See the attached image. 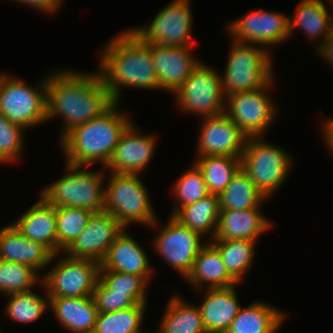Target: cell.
<instances>
[{
    "label": "cell",
    "mask_w": 333,
    "mask_h": 333,
    "mask_svg": "<svg viewBox=\"0 0 333 333\" xmlns=\"http://www.w3.org/2000/svg\"><path fill=\"white\" fill-rule=\"evenodd\" d=\"M15 2L25 4L29 7H34L38 11L43 13H55L61 5L63 0H13Z\"/></svg>",
    "instance_id": "obj_41"
},
{
    "label": "cell",
    "mask_w": 333,
    "mask_h": 333,
    "mask_svg": "<svg viewBox=\"0 0 333 333\" xmlns=\"http://www.w3.org/2000/svg\"><path fill=\"white\" fill-rule=\"evenodd\" d=\"M197 147V157L230 156L241 158L247 136L224 113L203 118Z\"/></svg>",
    "instance_id": "obj_16"
},
{
    "label": "cell",
    "mask_w": 333,
    "mask_h": 333,
    "mask_svg": "<svg viewBox=\"0 0 333 333\" xmlns=\"http://www.w3.org/2000/svg\"><path fill=\"white\" fill-rule=\"evenodd\" d=\"M65 164L68 174L47 184L40 196L54 207L84 208L94 213L103 211L104 171H89L86 166Z\"/></svg>",
    "instance_id": "obj_5"
},
{
    "label": "cell",
    "mask_w": 333,
    "mask_h": 333,
    "mask_svg": "<svg viewBox=\"0 0 333 333\" xmlns=\"http://www.w3.org/2000/svg\"><path fill=\"white\" fill-rule=\"evenodd\" d=\"M100 52L98 73L114 102L124 86L160 90L151 48L130 29L118 33Z\"/></svg>",
    "instance_id": "obj_2"
},
{
    "label": "cell",
    "mask_w": 333,
    "mask_h": 333,
    "mask_svg": "<svg viewBox=\"0 0 333 333\" xmlns=\"http://www.w3.org/2000/svg\"><path fill=\"white\" fill-rule=\"evenodd\" d=\"M42 80L34 88L19 78L0 72V114L25 130L47 121V76Z\"/></svg>",
    "instance_id": "obj_8"
},
{
    "label": "cell",
    "mask_w": 333,
    "mask_h": 333,
    "mask_svg": "<svg viewBox=\"0 0 333 333\" xmlns=\"http://www.w3.org/2000/svg\"><path fill=\"white\" fill-rule=\"evenodd\" d=\"M329 1L333 11V1ZM298 4L293 16H289L290 37H293L297 27L310 40L319 39L317 50L333 31V13L328 12L329 8L322 0H301Z\"/></svg>",
    "instance_id": "obj_25"
},
{
    "label": "cell",
    "mask_w": 333,
    "mask_h": 333,
    "mask_svg": "<svg viewBox=\"0 0 333 333\" xmlns=\"http://www.w3.org/2000/svg\"><path fill=\"white\" fill-rule=\"evenodd\" d=\"M194 288H229L238 282L228 273L219 250L207 241L196 256L192 268L185 278ZM207 283V284H205Z\"/></svg>",
    "instance_id": "obj_24"
},
{
    "label": "cell",
    "mask_w": 333,
    "mask_h": 333,
    "mask_svg": "<svg viewBox=\"0 0 333 333\" xmlns=\"http://www.w3.org/2000/svg\"><path fill=\"white\" fill-rule=\"evenodd\" d=\"M322 125V132L324 136L325 143L331 153L333 154V119L331 117L327 118L326 121L324 120Z\"/></svg>",
    "instance_id": "obj_43"
},
{
    "label": "cell",
    "mask_w": 333,
    "mask_h": 333,
    "mask_svg": "<svg viewBox=\"0 0 333 333\" xmlns=\"http://www.w3.org/2000/svg\"><path fill=\"white\" fill-rule=\"evenodd\" d=\"M56 224V207L41 196L13 223L23 236L43 244L53 254H57Z\"/></svg>",
    "instance_id": "obj_23"
},
{
    "label": "cell",
    "mask_w": 333,
    "mask_h": 333,
    "mask_svg": "<svg viewBox=\"0 0 333 333\" xmlns=\"http://www.w3.org/2000/svg\"><path fill=\"white\" fill-rule=\"evenodd\" d=\"M134 125L132 123L122 134L104 171L139 175L148 167L154 156L156 136L140 135Z\"/></svg>",
    "instance_id": "obj_17"
},
{
    "label": "cell",
    "mask_w": 333,
    "mask_h": 333,
    "mask_svg": "<svg viewBox=\"0 0 333 333\" xmlns=\"http://www.w3.org/2000/svg\"><path fill=\"white\" fill-rule=\"evenodd\" d=\"M114 102L100 116L68 131L59 141L65 163L90 166L96 161L105 168L122 134L133 123Z\"/></svg>",
    "instance_id": "obj_3"
},
{
    "label": "cell",
    "mask_w": 333,
    "mask_h": 333,
    "mask_svg": "<svg viewBox=\"0 0 333 333\" xmlns=\"http://www.w3.org/2000/svg\"><path fill=\"white\" fill-rule=\"evenodd\" d=\"M1 163H6L2 158H1V156H0V164Z\"/></svg>",
    "instance_id": "obj_44"
},
{
    "label": "cell",
    "mask_w": 333,
    "mask_h": 333,
    "mask_svg": "<svg viewBox=\"0 0 333 333\" xmlns=\"http://www.w3.org/2000/svg\"><path fill=\"white\" fill-rule=\"evenodd\" d=\"M146 304L114 312L98 313L92 333H144ZM148 333V332H145Z\"/></svg>",
    "instance_id": "obj_33"
},
{
    "label": "cell",
    "mask_w": 333,
    "mask_h": 333,
    "mask_svg": "<svg viewBox=\"0 0 333 333\" xmlns=\"http://www.w3.org/2000/svg\"><path fill=\"white\" fill-rule=\"evenodd\" d=\"M289 16L282 13L267 12L257 9L238 20L229 22L226 26L232 41L254 44L268 49L290 38Z\"/></svg>",
    "instance_id": "obj_14"
},
{
    "label": "cell",
    "mask_w": 333,
    "mask_h": 333,
    "mask_svg": "<svg viewBox=\"0 0 333 333\" xmlns=\"http://www.w3.org/2000/svg\"><path fill=\"white\" fill-rule=\"evenodd\" d=\"M219 214V196L208 194L193 204L181 207L173 217L203 237L210 235V241L215 236Z\"/></svg>",
    "instance_id": "obj_29"
},
{
    "label": "cell",
    "mask_w": 333,
    "mask_h": 333,
    "mask_svg": "<svg viewBox=\"0 0 333 333\" xmlns=\"http://www.w3.org/2000/svg\"><path fill=\"white\" fill-rule=\"evenodd\" d=\"M99 270H113L145 277L150 281L152 268L147 253L138 242L128 234L126 228L115 238L105 257L100 262Z\"/></svg>",
    "instance_id": "obj_20"
},
{
    "label": "cell",
    "mask_w": 333,
    "mask_h": 333,
    "mask_svg": "<svg viewBox=\"0 0 333 333\" xmlns=\"http://www.w3.org/2000/svg\"><path fill=\"white\" fill-rule=\"evenodd\" d=\"M221 76L200 61L174 92L181 111L201 115L202 118L224 114L226 96L223 93Z\"/></svg>",
    "instance_id": "obj_9"
},
{
    "label": "cell",
    "mask_w": 333,
    "mask_h": 333,
    "mask_svg": "<svg viewBox=\"0 0 333 333\" xmlns=\"http://www.w3.org/2000/svg\"><path fill=\"white\" fill-rule=\"evenodd\" d=\"M41 281L42 275L31 266L0 260V292L5 296L32 291L35 285H41Z\"/></svg>",
    "instance_id": "obj_34"
},
{
    "label": "cell",
    "mask_w": 333,
    "mask_h": 333,
    "mask_svg": "<svg viewBox=\"0 0 333 333\" xmlns=\"http://www.w3.org/2000/svg\"><path fill=\"white\" fill-rule=\"evenodd\" d=\"M230 45L225 73L221 76L225 96L260 89L274 79L270 49L235 41Z\"/></svg>",
    "instance_id": "obj_6"
},
{
    "label": "cell",
    "mask_w": 333,
    "mask_h": 333,
    "mask_svg": "<svg viewBox=\"0 0 333 333\" xmlns=\"http://www.w3.org/2000/svg\"><path fill=\"white\" fill-rule=\"evenodd\" d=\"M109 175L104 187L103 211L114 216L124 228L132 223L152 228L158 226L159 220L140 176L115 172Z\"/></svg>",
    "instance_id": "obj_4"
},
{
    "label": "cell",
    "mask_w": 333,
    "mask_h": 333,
    "mask_svg": "<svg viewBox=\"0 0 333 333\" xmlns=\"http://www.w3.org/2000/svg\"><path fill=\"white\" fill-rule=\"evenodd\" d=\"M236 285L229 288L206 289L203 302L198 305L207 333H226L238 314Z\"/></svg>",
    "instance_id": "obj_21"
},
{
    "label": "cell",
    "mask_w": 333,
    "mask_h": 333,
    "mask_svg": "<svg viewBox=\"0 0 333 333\" xmlns=\"http://www.w3.org/2000/svg\"><path fill=\"white\" fill-rule=\"evenodd\" d=\"M263 139L247 138L241 167L267 199L286 181L292 159L285 150Z\"/></svg>",
    "instance_id": "obj_7"
},
{
    "label": "cell",
    "mask_w": 333,
    "mask_h": 333,
    "mask_svg": "<svg viewBox=\"0 0 333 333\" xmlns=\"http://www.w3.org/2000/svg\"><path fill=\"white\" fill-rule=\"evenodd\" d=\"M124 230L120 222L106 211L91 215L86 227L63 252L72 258L101 262L115 238Z\"/></svg>",
    "instance_id": "obj_15"
},
{
    "label": "cell",
    "mask_w": 333,
    "mask_h": 333,
    "mask_svg": "<svg viewBox=\"0 0 333 333\" xmlns=\"http://www.w3.org/2000/svg\"><path fill=\"white\" fill-rule=\"evenodd\" d=\"M92 298L98 313L125 310L138 304L126 293L113 292L100 278L95 285Z\"/></svg>",
    "instance_id": "obj_40"
},
{
    "label": "cell",
    "mask_w": 333,
    "mask_h": 333,
    "mask_svg": "<svg viewBox=\"0 0 333 333\" xmlns=\"http://www.w3.org/2000/svg\"><path fill=\"white\" fill-rule=\"evenodd\" d=\"M194 162L203 174L209 193L218 196L241 168V158L230 156L196 157Z\"/></svg>",
    "instance_id": "obj_31"
},
{
    "label": "cell",
    "mask_w": 333,
    "mask_h": 333,
    "mask_svg": "<svg viewBox=\"0 0 333 333\" xmlns=\"http://www.w3.org/2000/svg\"><path fill=\"white\" fill-rule=\"evenodd\" d=\"M49 308L70 333H92L98 316L92 296L49 298Z\"/></svg>",
    "instance_id": "obj_26"
},
{
    "label": "cell",
    "mask_w": 333,
    "mask_h": 333,
    "mask_svg": "<svg viewBox=\"0 0 333 333\" xmlns=\"http://www.w3.org/2000/svg\"><path fill=\"white\" fill-rule=\"evenodd\" d=\"M150 23L130 30L146 44L193 46L190 0H172Z\"/></svg>",
    "instance_id": "obj_12"
},
{
    "label": "cell",
    "mask_w": 333,
    "mask_h": 333,
    "mask_svg": "<svg viewBox=\"0 0 333 333\" xmlns=\"http://www.w3.org/2000/svg\"><path fill=\"white\" fill-rule=\"evenodd\" d=\"M93 213L84 208L56 207L57 254L75 241Z\"/></svg>",
    "instance_id": "obj_35"
},
{
    "label": "cell",
    "mask_w": 333,
    "mask_h": 333,
    "mask_svg": "<svg viewBox=\"0 0 333 333\" xmlns=\"http://www.w3.org/2000/svg\"><path fill=\"white\" fill-rule=\"evenodd\" d=\"M273 82L254 91L226 96L224 113L247 137H262L277 117L278 110L267 92Z\"/></svg>",
    "instance_id": "obj_11"
},
{
    "label": "cell",
    "mask_w": 333,
    "mask_h": 333,
    "mask_svg": "<svg viewBox=\"0 0 333 333\" xmlns=\"http://www.w3.org/2000/svg\"><path fill=\"white\" fill-rule=\"evenodd\" d=\"M183 300L178 294L171 296L154 333H207L199 307Z\"/></svg>",
    "instance_id": "obj_28"
},
{
    "label": "cell",
    "mask_w": 333,
    "mask_h": 333,
    "mask_svg": "<svg viewBox=\"0 0 333 333\" xmlns=\"http://www.w3.org/2000/svg\"><path fill=\"white\" fill-rule=\"evenodd\" d=\"M173 195L176 198L177 206L171 213L173 216L181 207L195 203L209 193L202 172L193 163L191 169L183 172L174 184Z\"/></svg>",
    "instance_id": "obj_37"
},
{
    "label": "cell",
    "mask_w": 333,
    "mask_h": 333,
    "mask_svg": "<svg viewBox=\"0 0 333 333\" xmlns=\"http://www.w3.org/2000/svg\"><path fill=\"white\" fill-rule=\"evenodd\" d=\"M272 225L259 207L247 210H220L215 236L212 240H257Z\"/></svg>",
    "instance_id": "obj_22"
},
{
    "label": "cell",
    "mask_w": 333,
    "mask_h": 333,
    "mask_svg": "<svg viewBox=\"0 0 333 333\" xmlns=\"http://www.w3.org/2000/svg\"><path fill=\"white\" fill-rule=\"evenodd\" d=\"M265 196L251 181L242 167L219 195L220 210H247L260 207Z\"/></svg>",
    "instance_id": "obj_30"
},
{
    "label": "cell",
    "mask_w": 333,
    "mask_h": 333,
    "mask_svg": "<svg viewBox=\"0 0 333 333\" xmlns=\"http://www.w3.org/2000/svg\"><path fill=\"white\" fill-rule=\"evenodd\" d=\"M285 319V312L255 301L244 309L241 306L226 333H276Z\"/></svg>",
    "instance_id": "obj_27"
},
{
    "label": "cell",
    "mask_w": 333,
    "mask_h": 333,
    "mask_svg": "<svg viewBox=\"0 0 333 333\" xmlns=\"http://www.w3.org/2000/svg\"><path fill=\"white\" fill-rule=\"evenodd\" d=\"M159 79L160 90L175 92L200 62L191 53L192 46L148 44Z\"/></svg>",
    "instance_id": "obj_18"
},
{
    "label": "cell",
    "mask_w": 333,
    "mask_h": 333,
    "mask_svg": "<svg viewBox=\"0 0 333 333\" xmlns=\"http://www.w3.org/2000/svg\"><path fill=\"white\" fill-rule=\"evenodd\" d=\"M316 51L319 56L325 59L333 68V31Z\"/></svg>",
    "instance_id": "obj_42"
},
{
    "label": "cell",
    "mask_w": 333,
    "mask_h": 333,
    "mask_svg": "<svg viewBox=\"0 0 333 333\" xmlns=\"http://www.w3.org/2000/svg\"><path fill=\"white\" fill-rule=\"evenodd\" d=\"M54 264L41 281L49 298L92 296L99 279V262L65 254Z\"/></svg>",
    "instance_id": "obj_10"
},
{
    "label": "cell",
    "mask_w": 333,
    "mask_h": 333,
    "mask_svg": "<svg viewBox=\"0 0 333 333\" xmlns=\"http://www.w3.org/2000/svg\"><path fill=\"white\" fill-rule=\"evenodd\" d=\"M25 129L0 114V156L7 163L18 161L22 151Z\"/></svg>",
    "instance_id": "obj_39"
},
{
    "label": "cell",
    "mask_w": 333,
    "mask_h": 333,
    "mask_svg": "<svg viewBox=\"0 0 333 333\" xmlns=\"http://www.w3.org/2000/svg\"><path fill=\"white\" fill-rule=\"evenodd\" d=\"M167 222L152 245L165 262L186 278L196 256L207 242H201V234L182 225L173 216Z\"/></svg>",
    "instance_id": "obj_13"
},
{
    "label": "cell",
    "mask_w": 333,
    "mask_h": 333,
    "mask_svg": "<svg viewBox=\"0 0 333 333\" xmlns=\"http://www.w3.org/2000/svg\"><path fill=\"white\" fill-rule=\"evenodd\" d=\"M219 250L228 273L239 283L251 269L257 240H210Z\"/></svg>",
    "instance_id": "obj_32"
},
{
    "label": "cell",
    "mask_w": 333,
    "mask_h": 333,
    "mask_svg": "<svg viewBox=\"0 0 333 333\" xmlns=\"http://www.w3.org/2000/svg\"><path fill=\"white\" fill-rule=\"evenodd\" d=\"M58 254H53L43 244L23 236L11 223L0 229V259L31 266L40 270L52 264Z\"/></svg>",
    "instance_id": "obj_19"
},
{
    "label": "cell",
    "mask_w": 333,
    "mask_h": 333,
    "mask_svg": "<svg viewBox=\"0 0 333 333\" xmlns=\"http://www.w3.org/2000/svg\"><path fill=\"white\" fill-rule=\"evenodd\" d=\"M113 103L98 71L87 74L67 69L47 75L46 119L62 117L60 139L74 127L100 116Z\"/></svg>",
    "instance_id": "obj_1"
},
{
    "label": "cell",
    "mask_w": 333,
    "mask_h": 333,
    "mask_svg": "<svg viewBox=\"0 0 333 333\" xmlns=\"http://www.w3.org/2000/svg\"><path fill=\"white\" fill-rule=\"evenodd\" d=\"M99 278L113 292L126 293L138 304H147L146 292L149 281L145 277L113 270H99Z\"/></svg>",
    "instance_id": "obj_38"
},
{
    "label": "cell",
    "mask_w": 333,
    "mask_h": 333,
    "mask_svg": "<svg viewBox=\"0 0 333 333\" xmlns=\"http://www.w3.org/2000/svg\"><path fill=\"white\" fill-rule=\"evenodd\" d=\"M34 291L9 294L5 312L12 321L30 323L38 320L49 308V297Z\"/></svg>",
    "instance_id": "obj_36"
}]
</instances>
